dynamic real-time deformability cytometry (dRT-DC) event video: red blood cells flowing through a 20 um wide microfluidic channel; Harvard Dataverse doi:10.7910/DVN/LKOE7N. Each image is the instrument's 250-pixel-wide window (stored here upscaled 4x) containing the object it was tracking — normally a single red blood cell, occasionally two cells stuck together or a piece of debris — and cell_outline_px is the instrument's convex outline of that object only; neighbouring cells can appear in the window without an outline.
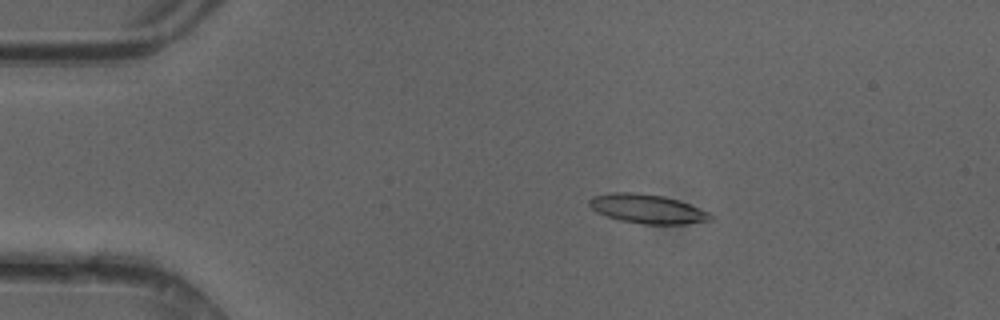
{"species": "common noctule bat (a hibernating species)", "species_latin": "Nyctalus noctula", "temperature_condition": "cold", "stored_images_in_passage": 49, "camera_frame_rate_fps": 3000, "um_per_image_px": 0.085, "animal": {"sex": "female"}, "frame": {"image": 1, "passage_image": 9, "time_ms": 2.667, "image_size_px": [1000, 320], "cell_outline_px": [[712, 220], [684, 224], [644, 224], [620, 220], [596, 212], [588, 204], [588, 200], [592, 196], [616, 192], [632, 192], [664, 196], [688, 204], [708, 212], [712, 216]], "centroid_in_image_um": [54.99, 17.75], "position_along_channel_um": 30.0, "area_um2": 20.29}}
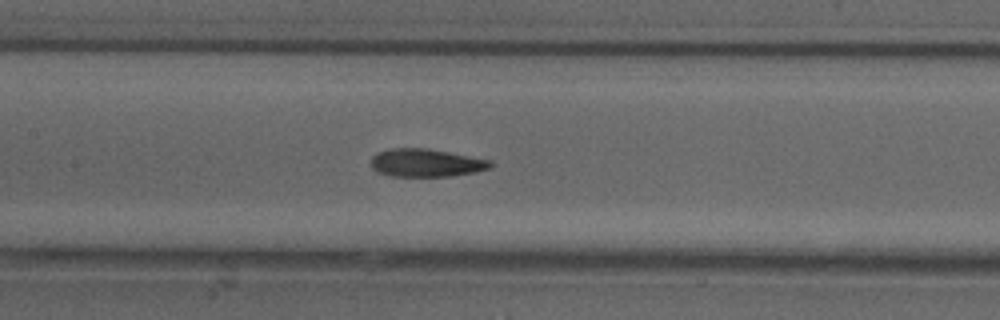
{"frame": {"image": 2, "passage_image": 23, "time_ms": 7.333, "image_size_px": [1000, 320], "cell_outline_px": [[496, 164], [492, 168], [476, 172], [452, 176], [392, 176], [376, 172], [372, 168], [372, 156], [376, 152], [388, 148], [428, 148], [492, 160]], "centroid_in_image_um": [36.26, 13.84], "position_along_channel_um": 171.1, "area_um2": 19.83}}
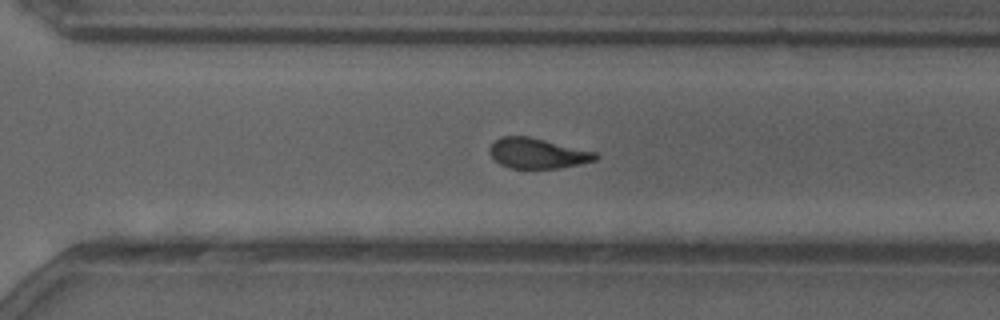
{"frame": {"image": 3, "passage_image": 34, "time_ms": 11.0, "image_size_px": [1000, 320], "cell_outline_px": [[600, 156], [596, 160], [580, 164], [560, 168], [508, 168], [500, 164], [488, 152], [488, 148], [500, 136], [528, 136], [596, 152]], "centroid_in_image_um": [45.68, 13.03], "position_along_channel_um": 324.9, "area_um2": 18.67}, "authors_computed_cell_mechanics": {"area_um2": 19.652, "velocity_mm_per_s": 4.2209, "shape_relaxation_time_tau1_ms": 5.7363, "shape_relaxation_time_tau2_ms": 2.0375, "deformation_change_tau1": 0.1749, "deformation_change_tau2": 0.096}}